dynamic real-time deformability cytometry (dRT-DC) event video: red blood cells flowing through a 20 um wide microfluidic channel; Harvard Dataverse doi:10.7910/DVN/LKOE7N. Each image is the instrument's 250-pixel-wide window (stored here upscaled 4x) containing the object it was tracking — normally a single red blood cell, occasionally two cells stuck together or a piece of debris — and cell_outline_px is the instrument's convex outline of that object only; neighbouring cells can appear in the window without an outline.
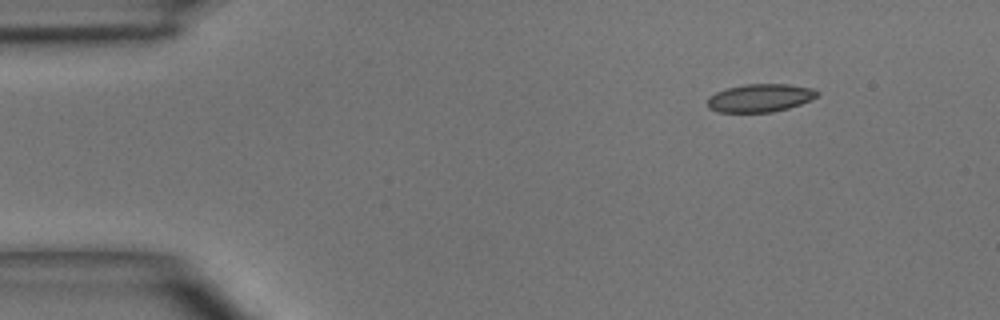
{"species": "common noctule bat (a hibernating species)", "species_latin": "Nyctalus noctula", "temperature_condition": "room temperature", "stored_images_in_passage": 3, "camera_frame_rate_fps": 3000, "um_per_image_px": 0.085, "animal": {"sex": "male", "body_mass_g": 15.6}, "frame": {"image": 1, "passage_image": 1, "time_ms": 0.0, "image_size_px": [1000, 320], "cell_outline_px": [[820, 92], [816, 96], [800, 104], [788, 108], [772, 112], [720, 112], [708, 108], [708, 96], [716, 92], [728, 88], [744, 84], [788, 84], [812, 88]], "centroid_in_image_um": [64.59, 8.32], "position_along_channel_um": 20.4, "area_um2": 17.8}}